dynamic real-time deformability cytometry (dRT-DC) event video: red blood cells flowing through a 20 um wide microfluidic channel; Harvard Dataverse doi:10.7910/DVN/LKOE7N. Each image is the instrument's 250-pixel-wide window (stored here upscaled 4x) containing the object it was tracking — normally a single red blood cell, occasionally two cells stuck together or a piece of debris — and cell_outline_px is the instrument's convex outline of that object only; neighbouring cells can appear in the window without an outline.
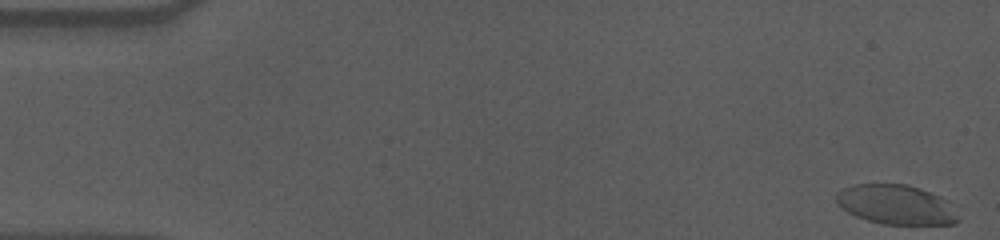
{"species": "human", "species_latin": "Homo sapiens", "temperature_condition": "cold", "stored_images_in_passage": 49, "camera_frame_rate_fps": 3000, "um_per_image_px": 0.085, "donor": {"sex": "male"}, "frame": {"image": 1, "passage_image": 1, "time_ms": 0.0, "image_size_px": [1000, 240], "cell_outline_px": [[960, 220], [956, 224], [884, 224], [868, 220], [856, 216], [848, 212], [836, 204], [836, 192], [852, 184], [908, 184], [920, 188], [940, 196], [944, 200]], "centroid_in_image_um": [76.11, 17.38], "position_along_channel_um": 8.9, "area_um2": 27.86}}
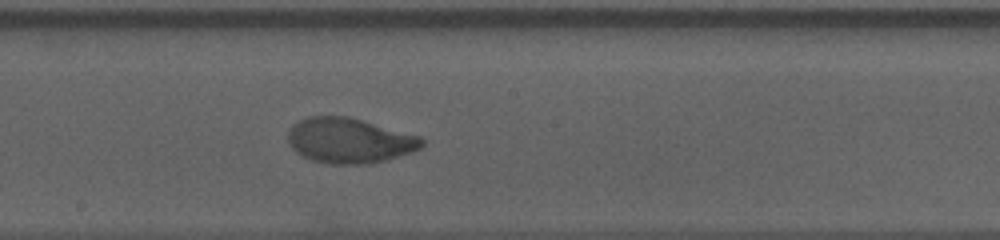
{"frame": {"image": 2, "passage_image": 31, "time_ms": 10.0, "image_size_px": [1000, 240], "cell_outline_px": [[424, 144], [420, 148], [412, 152], [388, 160], [372, 164], [328, 164], [312, 160], [300, 156], [288, 144], [288, 132], [292, 124], [308, 116], [348, 116], [420, 136], [424, 140]], "centroid_in_image_um": [29.68, 11.96], "position_along_channel_um": 218.5, "area_um2": 35.6}}
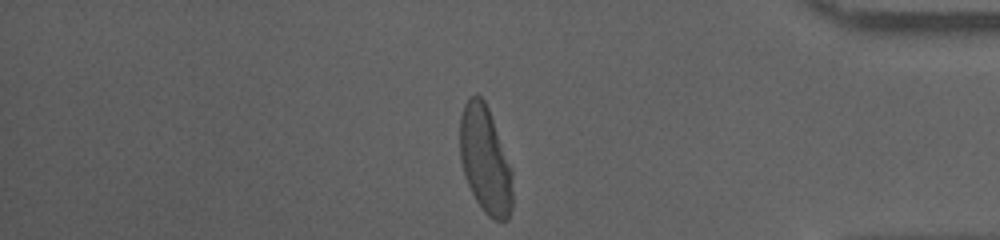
{"frame": {"image": 3, "passage_image": 48, "time_ms": 15.667, "image_size_px": [1000, 240], "cell_outline_px": [[512, 208], [508, 220], [496, 220], [488, 216], [484, 212], [476, 200], [468, 184], [460, 160], [460, 116], [464, 104], [468, 96], [480, 96], [484, 100], [488, 108], [512, 172]], "centroid_in_image_um": [41.23, 13.61], "position_along_channel_um": 394.0, "area_um2": 32.48}, "authors_computed_cell_mechanics": {"area_um2": 34.4488, "velocity_mm_per_s": 3.5838, "shape_relaxation_time_tau1_ms": 4.8391, "shape_relaxation_time_tau2_ms": 1.1068, "deformation_change_tau1": 0.2155, "deformation_change_tau2": 0.0503}}